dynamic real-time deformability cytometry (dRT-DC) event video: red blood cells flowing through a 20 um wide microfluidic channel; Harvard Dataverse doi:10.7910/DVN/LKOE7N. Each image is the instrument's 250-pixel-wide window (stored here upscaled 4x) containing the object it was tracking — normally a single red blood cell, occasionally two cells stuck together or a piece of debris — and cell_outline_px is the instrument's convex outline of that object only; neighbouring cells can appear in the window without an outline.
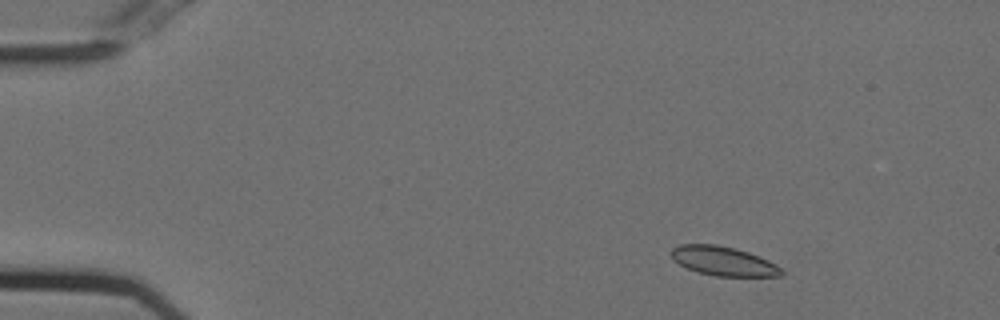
{"species": "Egyptian fruit bat (a non-hibernating species)", "species_latin": "Rousettus aegyptiacus", "temperature_condition": "cold", "stored_images_in_passage": 52, "camera_frame_rate_fps": 3000, "um_per_image_px": 0.085, "animal": {"sex": "female"}, "frame": {"image": 1, "passage_image": 5, "time_ms": 1.333, "image_size_px": [1000, 320], "cell_outline_px": [[784, 272], [780, 276], [716, 276], [696, 272], [680, 264], [672, 256], [672, 248], [680, 244], [716, 244], [736, 248], [748, 252], [768, 260], [776, 264]], "centroid_in_image_um": [61.5, 22.19], "position_along_channel_um": 23.5, "area_um2": 18.61}}
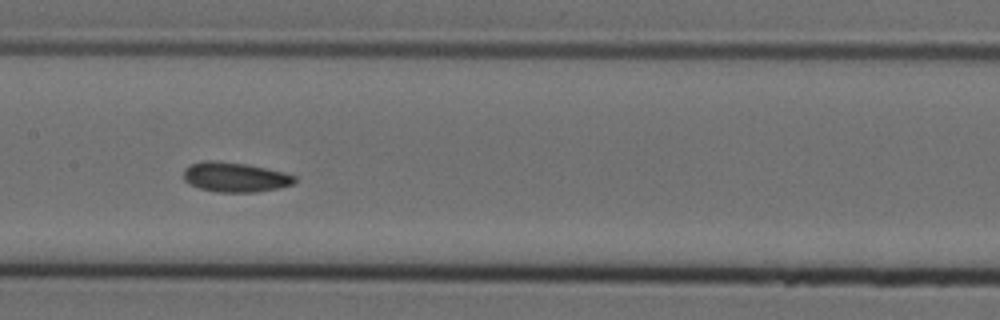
{"frame": {"image": 2, "passage_image": 25, "time_ms": 8.0, "image_size_px": [1000, 320], "cell_outline_px": [[296, 180], [292, 184], [276, 188], [256, 192], [216, 192], [200, 188], [188, 184], [184, 180], [184, 168], [192, 164], [204, 160], [216, 160], [248, 164], [284, 172], [296, 176]], "centroid_in_image_um": [19.95, 15.05], "position_along_channel_um": 187.4, "area_um2": 19.31}}
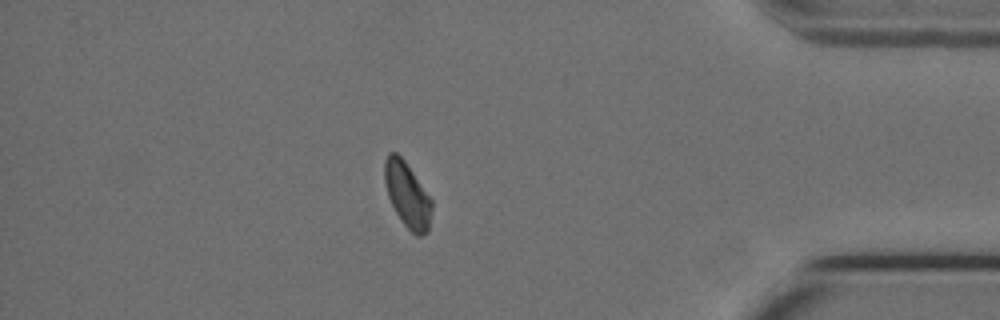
{"frame": {"image": 3, "passage_image": 45, "time_ms": 14.667, "image_size_px": [1000, 320], "cell_outline_px": [[432, 208], [428, 232], [420, 236], [416, 236], [404, 224], [396, 212], [388, 196], [384, 180], [384, 160], [388, 152], [396, 152], [404, 160], [432, 200]], "centroid_in_image_um": [34.61, 16.55], "position_along_channel_um": 400.6, "area_um2": 17.74}, "authors_computed_cell_mechanics": {"area_um2": 18.8717, "velocity_mm_per_s": 3.7155, "shape_relaxation_time_tau1_ms": null, "shape_relaxation_time_tau2_ms": 2.8373, "deformation_change_tau1": null, "deformation_change_tau2": 0.0692}}